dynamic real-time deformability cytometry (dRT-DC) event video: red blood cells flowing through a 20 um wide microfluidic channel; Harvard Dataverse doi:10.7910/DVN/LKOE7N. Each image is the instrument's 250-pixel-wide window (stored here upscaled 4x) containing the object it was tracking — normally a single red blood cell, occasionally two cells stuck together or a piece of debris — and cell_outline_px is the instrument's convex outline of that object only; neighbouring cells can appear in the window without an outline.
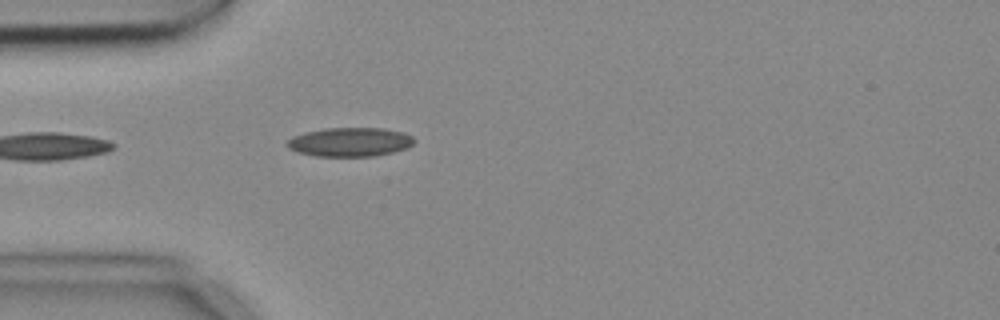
{"species": "common noctule bat (a hibernating species)", "species_latin": "Nyctalus noctula", "temperature_condition": "cold", "stored_images_in_passage": 1, "camera_frame_rate_fps": 3000, "um_per_image_px": 0.085, "animal": {"sex": "female", "body_mass_g": 18.4}, "frame": {"image": 1, "passage_image": 1, "time_ms": 0.0, "image_size_px": [1000, 320], "cell_outline_px": [[416, 140], [408, 148], [376, 156], [316, 156], [296, 152], [288, 148], [288, 140], [292, 136], [304, 132], [324, 128], [384, 128], [404, 132], [412, 136]], "centroid_in_image_um": [29.76, 12.06], "position_along_channel_um": 55.2, "area_um2": 21.62}}